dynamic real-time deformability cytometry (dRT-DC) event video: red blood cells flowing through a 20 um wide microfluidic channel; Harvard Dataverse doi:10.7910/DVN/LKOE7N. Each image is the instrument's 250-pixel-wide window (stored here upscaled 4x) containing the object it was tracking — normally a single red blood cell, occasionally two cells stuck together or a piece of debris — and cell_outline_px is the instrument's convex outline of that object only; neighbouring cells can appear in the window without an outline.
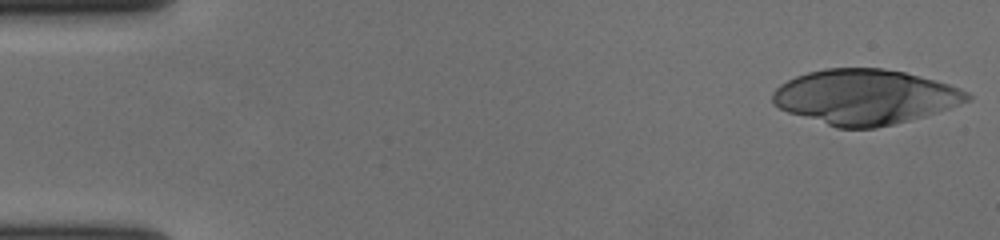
{"species": "human", "species_latin": "Homo sapiens", "temperature_condition": "cold", "stored_images_in_passage": 22, "camera_frame_rate_fps": 3000, "um_per_image_px": 0.085, "donor": {"sex": "female"}, "frame": {"image": 1, "passage_image": 1, "time_ms": 0.0, "image_size_px": [1000, 240], "cell_outline_px": [[972, 100], [924, 116], [876, 128], [836, 128], [788, 112], [772, 104], [772, 92], [780, 84], [796, 76], [808, 72], [824, 68], [880, 68], [904, 72], [920, 76], [948, 84], [960, 88], [968, 92], [972, 96]], "centroid_in_image_um": [73.5, 8.23], "position_along_channel_um": 11.5, "area_um2": 62.25}}